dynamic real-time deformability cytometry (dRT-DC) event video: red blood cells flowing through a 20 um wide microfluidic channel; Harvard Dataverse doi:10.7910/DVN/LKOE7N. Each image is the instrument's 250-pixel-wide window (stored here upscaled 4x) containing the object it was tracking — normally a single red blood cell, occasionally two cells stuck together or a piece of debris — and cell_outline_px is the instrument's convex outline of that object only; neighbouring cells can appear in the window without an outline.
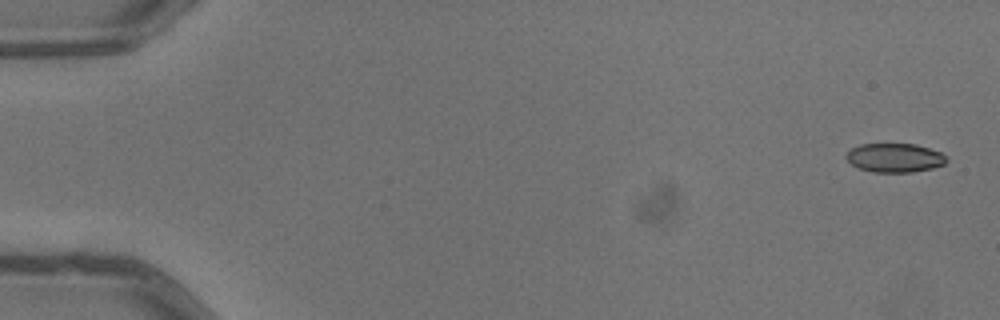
{"species": "common noctule bat (a hibernating species)", "species_latin": "Nyctalus noctula", "temperature_condition": "warm", "stored_images_in_passage": 4, "camera_frame_rate_fps": 3000, "um_per_image_px": 0.085, "animal": {"sex": "male", "body_mass_g": 13.3}, "frame": {"image": 1, "passage_image": 1, "time_ms": 0.0, "image_size_px": [1000, 320], "cell_outline_px": [[948, 160], [944, 164], [932, 168], [912, 172], [872, 172], [856, 168], [844, 156], [852, 148], [860, 144], [916, 144], [940, 152]], "centroid_in_image_um": [76.02, 13.42], "position_along_channel_um": 9.0, "area_um2": 16.88}}
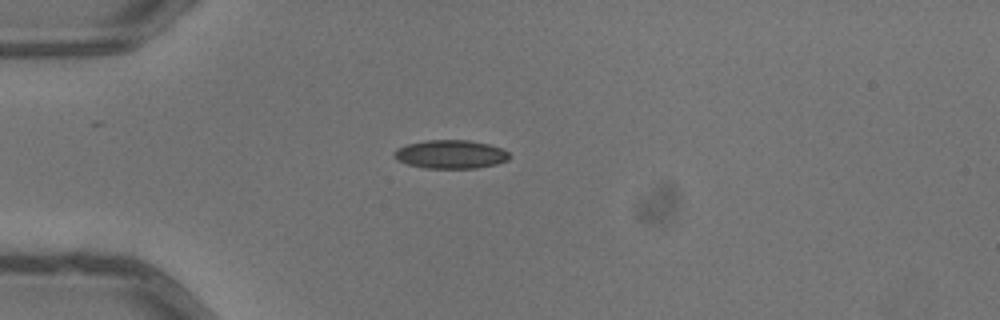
{"frame": {"image": 2, "passage_image": 3, "time_ms": 0.667, "image_size_px": [1000, 320], "cell_outline_px": [[508, 160], [496, 164], [476, 168], [424, 168], [408, 164], [396, 160], [392, 156], [392, 152], [396, 148], [408, 144], [428, 140], [468, 140], [488, 144], [500, 148], [508, 152]], "centroid_in_image_um": [38.25, 13.12], "position_along_channel_um": 46.8, "area_um2": 19.13}}